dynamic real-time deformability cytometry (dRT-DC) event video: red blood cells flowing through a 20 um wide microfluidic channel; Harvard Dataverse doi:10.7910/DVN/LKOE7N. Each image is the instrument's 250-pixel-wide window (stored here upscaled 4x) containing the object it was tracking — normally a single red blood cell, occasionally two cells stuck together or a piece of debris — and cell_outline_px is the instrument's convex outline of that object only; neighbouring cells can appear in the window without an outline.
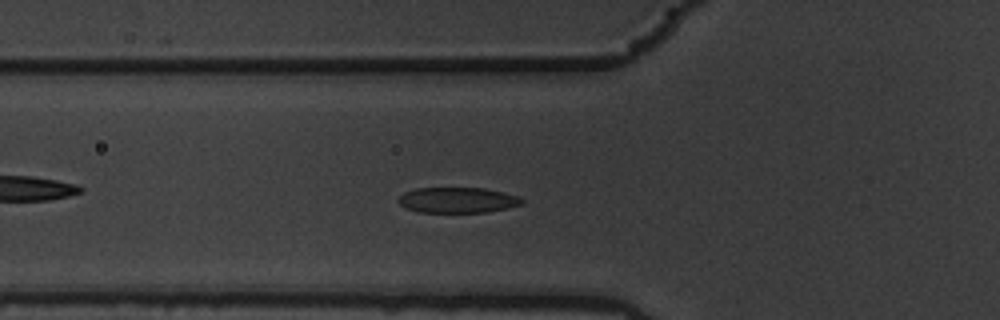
{"species": "common noctule bat (a hibernating species)", "species_latin": "Nyctalus noctula", "temperature_condition": "warm", "stored_images_in_passage": 40, "camera_frame_rate_fps": 3000, "um_per_image_px": 0.085, "animal": {"sex": "male", "body_mass_g": 19.5, "forearm_length_mm": 54.6}, "frame": {"image": 1, "passage_image": 3, "time_ms": 0.667, "image_size_px": [1000, 320], "cell_outline_px": [[524, 204], [508, 208], [484, 212], [420, 212], [404, 208], [396, 200], [404, 192], [416, 188], [484, 188], [504, 192], [516, 196], [524, 200]], "centroid_in_image_um": [38.88, 17.01], "position_along_channel_um": 86.9, "area_um2": 18.44}}
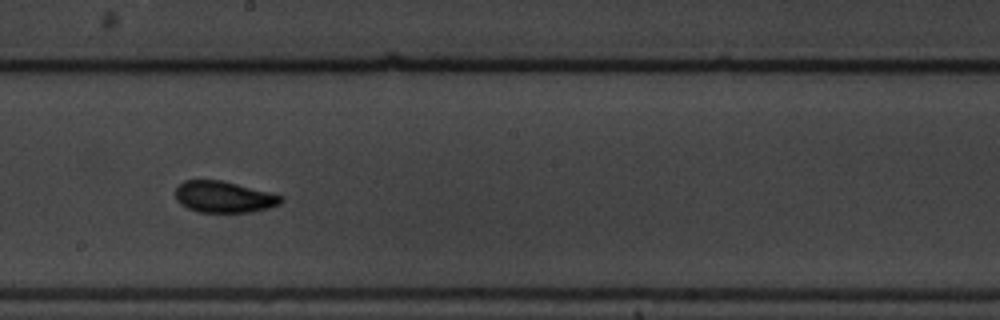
{"frame": {"image": 2, "passage_image": 15, "time_ms": 4.667, "image_size_px": [1000, 320], "cell_outline_px": [[284, 200], [280, 204], [268, 208], [252, 212], [200, 212], [188, 208], [180, 204], [176, 200], [176, 188], [184, 180], [220, 180], [284, 196]], "centroid_in_image_um": [19.03, 16.74], "position_along_channel_um": 229.2, "area_um2": 19.19}}
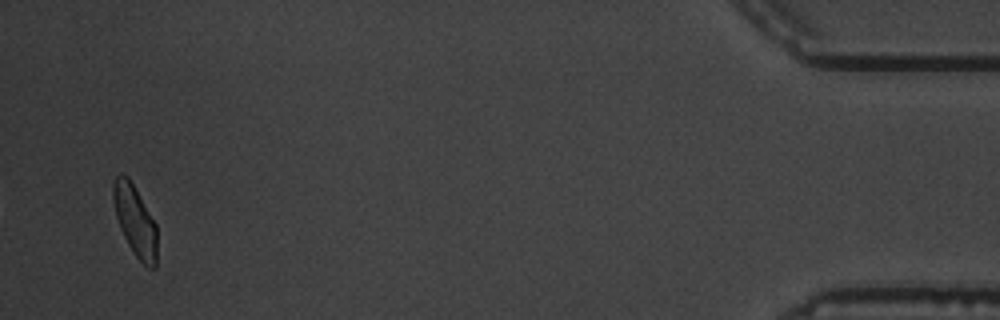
{"frame": {"image": 3, "passage_image": 38, "time_ms": 12.333, "image_size_px": [1000, 320], "cell_outline_px": [[156, 268], [148, 268], [136, 256], [128, 244], [120, 228], [116, 216], [112, 200], [112, 184], [116, 176], [120, 172], [128, 176], [156, 224]], "centroid_in_image_um": [11.45, 18.73], "position_along_channel_um": 423.7, "area_um2": 17.98}, "authors_computed_cell_mechanics": {"area_um2": 18.785, "velocity_mm_per_s": 3.5571, "shape_relaxation_time_tau1_ms": 4.2122, "shape_relaxation_time_tau2_ms": 1.5636, "deformation_change_tau1": 0.1436, "deformation_change_tau2": 0.0741}}